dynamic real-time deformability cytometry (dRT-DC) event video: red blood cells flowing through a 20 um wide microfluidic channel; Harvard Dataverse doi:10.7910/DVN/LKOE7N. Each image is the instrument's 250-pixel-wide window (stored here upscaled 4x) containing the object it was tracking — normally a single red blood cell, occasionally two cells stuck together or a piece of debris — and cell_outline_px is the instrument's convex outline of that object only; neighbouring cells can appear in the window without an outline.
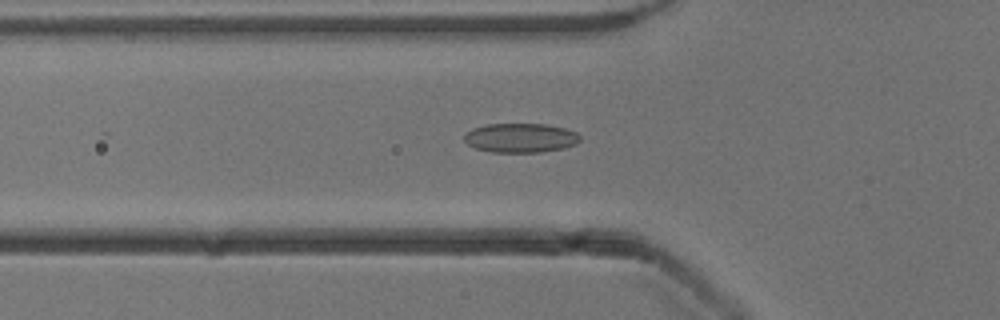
{"species": "common noctule bat (a hibernating species)", "species_latin": "Nyctalus noctula", "temperature_condition": "cold", "stored_images_in_passage": 48, "camera_frame_rate_fps": 3000, "um_per_image_px": 0.085, "animal": {"sex": "male", "body_mass_g": 13.3}, "frame": {"image": 1, "passage_image": 17, "time_ms": 5.333, "image_size_px": [1000, 320], "cell_outline_px": [[580, 140], [576, 144], [564, 148], [540, 152], [492, 152], [476, 148], [468, 144], [464, 140], [464, 132], [472, 128], [484, 124], [544, 124], [564, 128], [576, 132], [580, 136]], "centroid_in_image_um": [44.22, 11.71], "position_along_channel_um": 81.6, "area_um2": 19.83}}
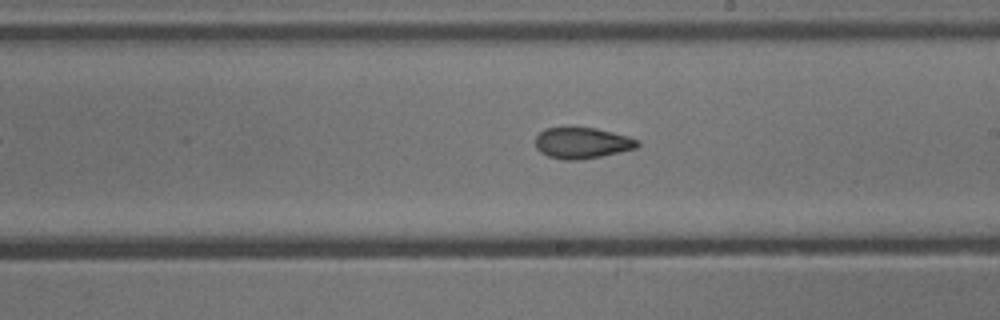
{"frame": {"image": 2, "passage_image": 29, "time_ms": 9.333, "image_size_px": [1000, 320], "cell_outline_px": [[640, 144], [636, 148], [600, 156], [580, 160], [564, 160], [548, 156], [540, 152], [536, 148], [536, 136], [544, 128], [564, 124], [596, 128], [628, 136], [640, 140]], "centroid_in_image_um": [49.43, 12.1], "position_along_channel_um": 239.6, "area_um2": 19.13}}
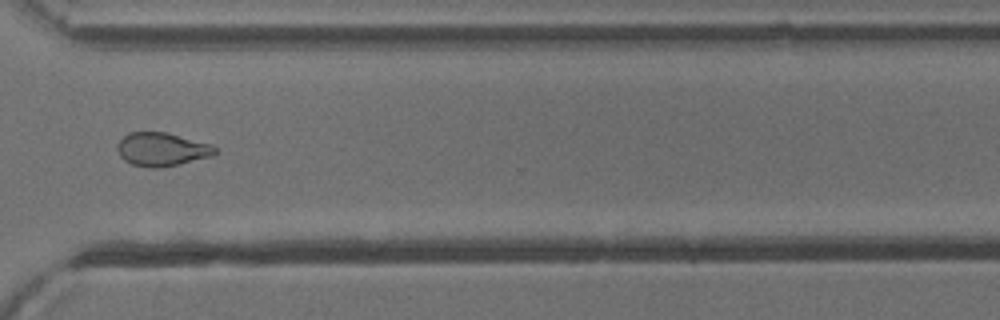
{"frame": {"image": 3, "passage_image": 38, "time_ms": 12.333, "image_size_px": [1000, 320], "cell_outline_px": [[220, 152], [212, 156], [180, 164], [160, 168], [148, 168], [132, 164], [124, 160], [120, 156], [116, 148], [120, 140], [128, 132], [168, 132], [212, 144], [220, 148]], "centroid_in_image_um": [13.81, 12.69], "position_along_channel_um": 356.8, "area_um2": 19.48}}